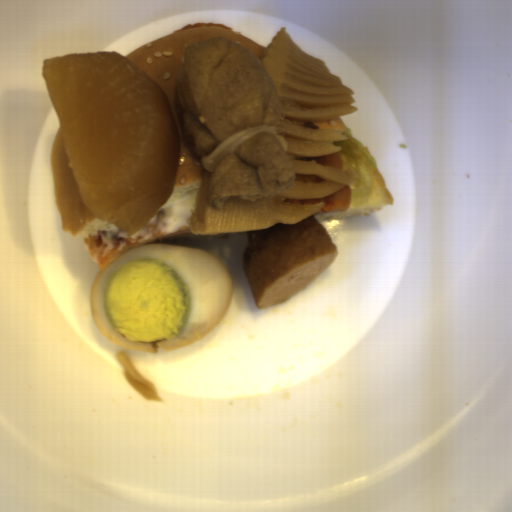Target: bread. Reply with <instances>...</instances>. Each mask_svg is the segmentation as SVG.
Wrapping results in <instances>:
<instances>
[{"instance_id":"8d2b1439","label":"bread","mask_w":512,"mask_h":512,"mask_svg":"<svg viewBox=\"0 0 512 512\" xmlns=\"http://www.w3.org/2000/svg\"><path fill=\"white\" fill-rule=\"evenodd\" d=\"M217 37L227 38L243 46L260 61L267 50L234 29L216 25L172 33L140 45L125 57L163 90L178 131L179 160L172 192L156 216L139 231H168L181 228L190 223L195 211L198 189L206 169L202 164V156L184 134L181 118L175 106V87L184 65L188 45Z\"/></svg>"},{"instance_id":"cb027b5d","label":"bread","mask_w":512,"mask_h":512,"mask_svg":"<svg viewBox=\"0 0 512 512\" xmlns=\"http://www.w3.org/2000/svg\"><path fill=\"white\" fill-rule=\"evenodd\" d=\"M50 162L61 230L75 237L100 231H123L113 223L94 217L86 207L69 164L61 125L53 139Z\"/></svg>"},{"instance_id":"b6be36c0","label":"bread","mask_w":512,"mask_h":512,"mask_svg":"<svg viewBox=\"0 0 512 512\" xmlns=\"http://www.w3.org/2000/svg\"><path fill=\"white\" fill-rule=\"evenodd\" d=\"M389 205H394V201L386 187V182L382 174L378 170L377 162L375 161L373 188L368 199L363 204L349 207L347 210L334 212L317 211L314 217L317 221H320L324 219H341L355 215H369L379 212L381 209Z\"/></svg>"},{"instance_id":"2504dc21","label":"bread","mask_w":512,"mask_h":512,"mask_svg":"<svg viewBox=\"0 0 512 512\" xmlns=\"http://www.w3.org/2000/svg\"><path fill=\"white\" fill-rule=\"evenodd\" d=\"M286 119V118H285ZM292 124L299 125L306 129L335 130L338 133L346 129V123L338 116L330 121H301L297 119H286Z\"/></svg>"}]
</instances>
